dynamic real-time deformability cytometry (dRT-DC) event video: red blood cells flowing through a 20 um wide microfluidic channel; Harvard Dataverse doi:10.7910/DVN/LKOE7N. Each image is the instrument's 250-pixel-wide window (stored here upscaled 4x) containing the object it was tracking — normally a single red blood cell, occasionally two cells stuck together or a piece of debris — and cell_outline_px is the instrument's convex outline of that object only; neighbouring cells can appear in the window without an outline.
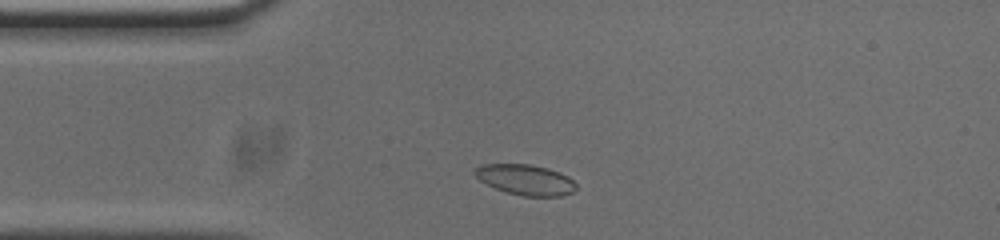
{"species": "common noctule bat (a hibernating species)", "species_latin": "Nyctalus noctula", "temperature_condition": "cold", "stored_images_in_passage": 40, "camera_frame_rate_fps": 3000, "um_per_image_px": 0.085, "animal": {"sex": "male", "body_mass_g": 20.0, "forearm_length_mm": 53.3}, "frame": {"image": 1, "passage_image": 4, "time_ms": 1.0, "image_size_px": [1000, 240], "cell_outline_px": [[576, 188], [572, 192], [560, 196], [524, 196], [508, 192], [496, 188], [480, 180], [472, 172], [472, 168], [480, 164], [528, 164], [548, 168], [560, 172], [568, 176], [576, 184]], "centroid_in_image_um": [44.64, 15.26], "position_along_channel_um": 40.4, "area_um2": 17.98}}
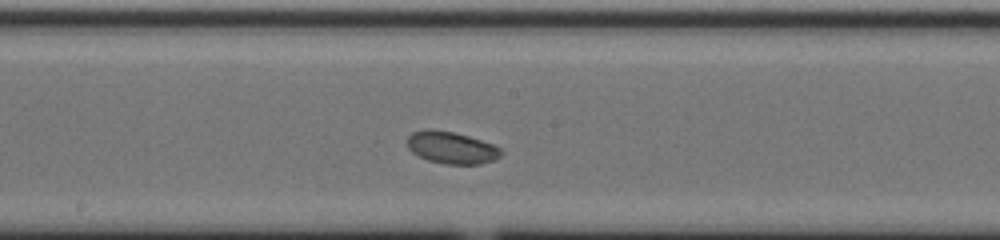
{"frame": {"image": 2, "passage_image": 19, "time_ms": 6.0, "image_size_px": [1000, 240], "cell_outline_px": [[504, 152], [496, 160], [480, 164], [444, 164], [428, 160], [412, 152], [408, 148], [408, 136], [412, 132], [424, 128], [432, 128], [452, 132], [468, 136], [496, 144]], "centroid_in_image_um": [38.41, 12.54], "position_along_channel_um": 209.8, "area_um2": 17.8}}
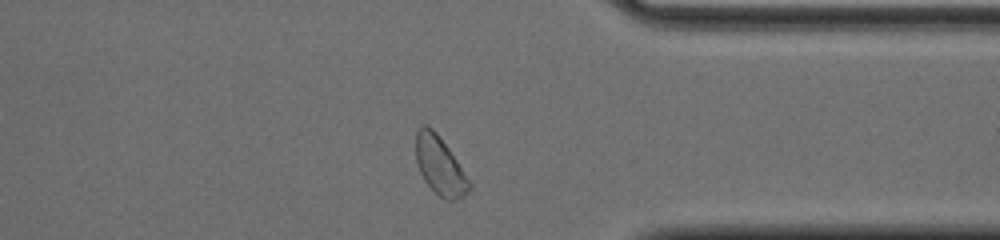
{"frame": {"image": 3, "passage_image": 33, "time_ms": 10.667, "image_size_px": [1000, 240], "cell_outline_px": [[472, 188], [464, 196], [456, 200], [444, 200], [424, 180], [416, 164], [416, 132], [420, 124], [428, 124], [436, 132], [448, 148], [472, 184]], "centroid_in_image_um": [37.38, 14.07], "position_along_channel_um": 374.0, "area_um2": 18.09}, "authors_computed_cell_mechanics": {"area_um2": 17.9469, "velocity_mm_per_s": 3.7263, "shape_relaxation_time_tau1_ms": 2.696, "shape_relaxation_time_tau2_ms": null, "deformation_change_tau1": 0.1106, "deformation_change_tau2": null}}